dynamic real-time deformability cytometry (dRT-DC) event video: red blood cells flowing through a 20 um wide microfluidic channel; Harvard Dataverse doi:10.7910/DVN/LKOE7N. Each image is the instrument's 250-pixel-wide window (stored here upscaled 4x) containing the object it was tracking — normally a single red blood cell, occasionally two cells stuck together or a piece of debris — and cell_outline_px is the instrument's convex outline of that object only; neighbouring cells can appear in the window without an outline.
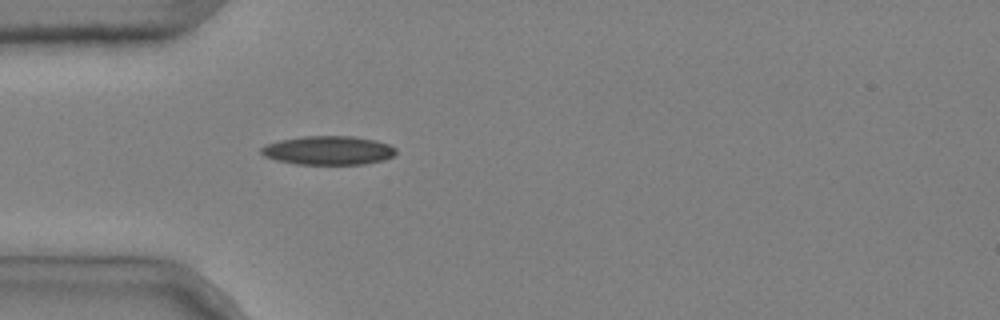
{"species": "common noctule bat (a hibernating species)", "species_latin": "Nyctalus noctula", "temperature_condition": "cold", "stored_images_in_passage": 1, "camera_frame_rate_fps": 3000, "um_per_image_px": 0.085, "animal": {"sex": "male", "body_mass_g": 20.4}, "frame": {"image": 1, "passage_image": 1, "time_ms": 0.0, "image_size_px": [1000, 320], "cell_outline_px": [[396, 152], [392, 156], [384, 160], [364, 164], [296, 164], [276, 160], [264, 156], [260, 152], [260, 148], [268, 144], [280, 140], [304, 136], [352, 136], [376, 140], [388, 144], [396, 148]], "centroid_in_image_um": [27.91, 12.78], "position_along_channel_um": 57.1, "area_um2": 22.6}}